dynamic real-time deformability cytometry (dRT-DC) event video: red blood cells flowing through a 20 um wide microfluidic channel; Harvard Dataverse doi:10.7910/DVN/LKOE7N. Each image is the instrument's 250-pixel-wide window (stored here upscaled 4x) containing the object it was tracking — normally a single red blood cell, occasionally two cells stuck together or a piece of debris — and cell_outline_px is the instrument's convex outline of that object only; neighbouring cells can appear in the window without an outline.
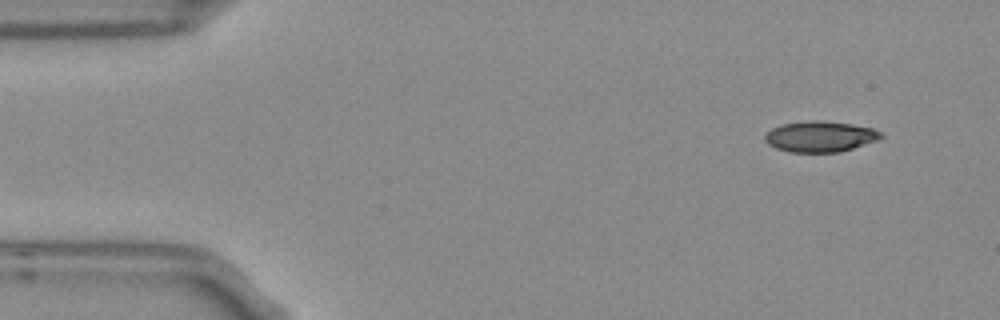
{"species": "Egyptian fruit bat (a non-hibernating species)", "species_latin": "Rousettus aegyptiacus", "temperature_condition": "room temperature", "stored_images_in_passage": 3, "camera_frame_rate_fps": 3000, "um_per_image_px": 0.085, "frame": {"image": 1, "passage_image": 1, "time_ms": 0.0, "image_size_px": [1000, 320], "cell_outline_px": [[884, 136], [880, 140], [840, 152], [788, 152], [776, 148], [768, 144], [764, 140], [764, 136], [772, 128], [784, 124], [808, 120], [816, 120], [852, 124], [872, 128], [880, 132]], "centroid_in_image_um": [69.73, 11.61], "position_along_channel_um": 15.3, "area_um2": 20.87}}